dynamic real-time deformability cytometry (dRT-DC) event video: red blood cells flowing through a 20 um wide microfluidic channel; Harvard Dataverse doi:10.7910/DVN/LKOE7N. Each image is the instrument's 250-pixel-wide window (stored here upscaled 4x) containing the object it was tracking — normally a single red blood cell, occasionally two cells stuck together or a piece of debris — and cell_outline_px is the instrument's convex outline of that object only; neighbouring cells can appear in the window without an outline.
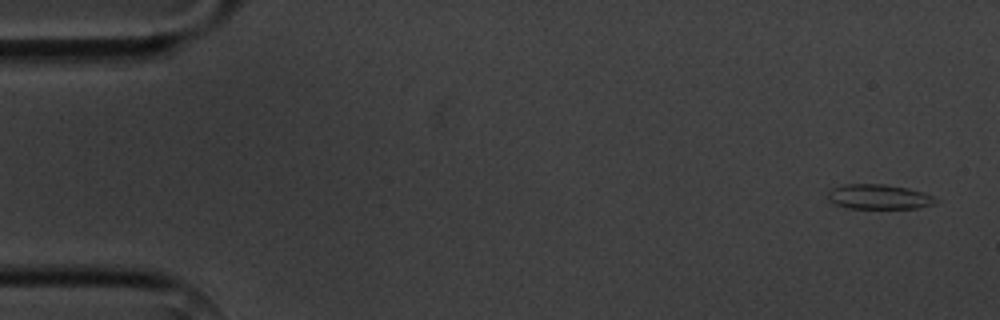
{"species": "common noctule bat (a hibernating species)", "species_latin": "Nyctalus noctula", "temperature_condition": "cold", "stored_images_in_passage": 4, "camera_frame_rate_fps": 3000, "um_per_image_px": 0.085, "animal": {"sex": "male", "body_mass_g": 20.1, "forearm_length_mm": 53.5}, "frame": {"image": 1, "passage_image": 1, "time_ms": 0.0, "image_size_px": [1000, 320], "cell_outline_px": [[940, 200], [936, 204], [916, 208], [848, 208], [836, 204], [828, 200], [828, 192], [832, 188], [844, 184], [884, 184], [908, 188], [932, 196]], "centroid_in_image_um": [74.71, 16.73], "position_along_channel_um": 10.3, "area_um2": 15.55}}